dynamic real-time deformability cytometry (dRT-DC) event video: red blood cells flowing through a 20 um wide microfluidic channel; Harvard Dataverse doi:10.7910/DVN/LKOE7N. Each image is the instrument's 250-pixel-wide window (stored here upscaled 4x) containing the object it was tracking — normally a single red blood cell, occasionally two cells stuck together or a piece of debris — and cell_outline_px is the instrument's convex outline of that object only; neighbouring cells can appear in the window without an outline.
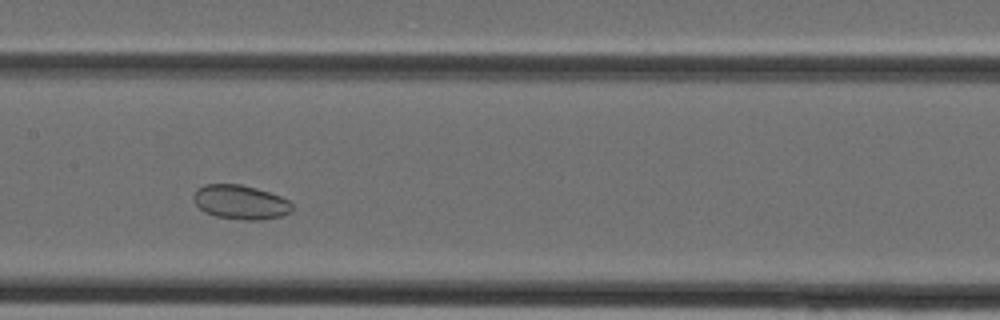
{"species": "Egyptian fruit bat (a non-hibernating species)", "species_latin": "Rousettus aegyptiacus", "temperature_condition": "cold", "stored_images_in_passage": 29, "camera_frame_rate_fps": 3000, "um_per_image_px": 0.085, "animal": {"sex": "female"}, "frame": {"image": 1, "passage_image": 9, "time_ms": 2.667, "image_size_px": [1000, 320], "cell_outline_px": [[292, 212], [280, 216], [260, 220], [244, 220], [216, 216], [204, 212], [192, 200], [192, 196], [196, 188], [204, 184], [240, 184], [256, 188], [280, 196], [288, 200], [292, 204]], "centroid_in_image_um": [20.41, 17.18], "position_along_channel_um": 187.0, "area_um2": 19.77}}
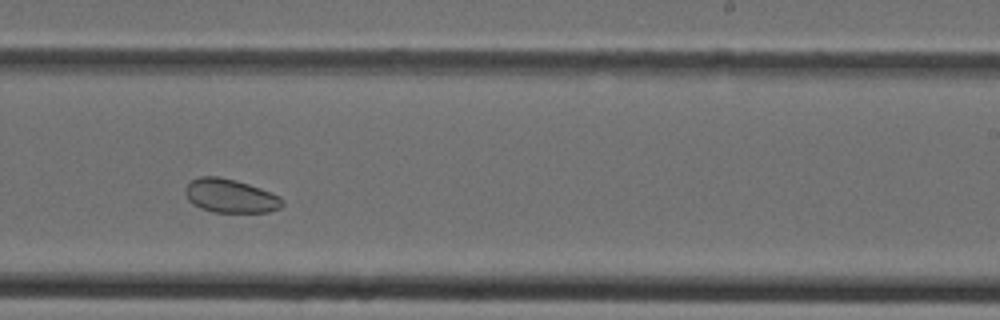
{"frame": {"image": 2, "passage_image": 14, "time_ms": 4.333, "image_size_px": [1000, 320], "cell_outline_px": [[284, 204], [280, 208], [268, 212], [212, 212], [200, 208], [192, 204], [188, 200], [184, 192], [184, 188], [192, 180], [200, 176], [220, 176], [236, 180], [260, 188], [280, 196], [284, 200]], "centroid_in_image_um": [19.57, 16.65], "position_along_channel_um": 269.4, "area_um2": 19.25}}
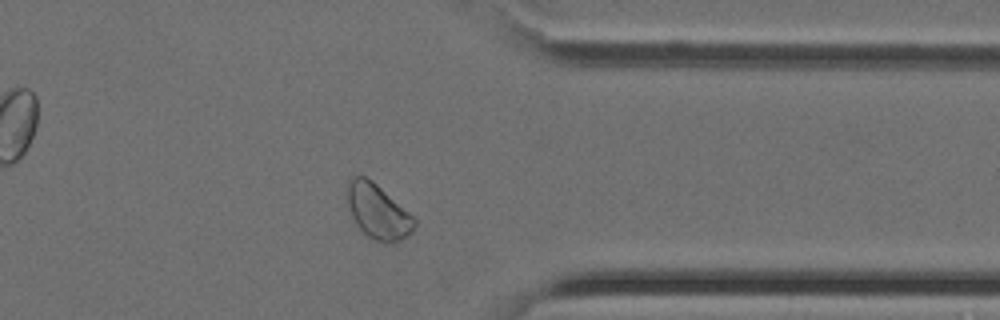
{"frame": {"image": 3, "passage_image": 21, "time_ms": 6.667, "image_size_px": [1000, 320], "cell_outline_px": [[416, 224], [412, 232], [408, 236], [392, 244], [376, 240], [368, 236], [356, 224], [352, 216], [348, 204], [348, 184], [352, 176], [364, 176], [372, 180], [408, 212], [416, 220]], "centroid_in_image_um": [32.13, 18.0], "position_along_channel_um": 379.3, "area_um2": 20.98}}